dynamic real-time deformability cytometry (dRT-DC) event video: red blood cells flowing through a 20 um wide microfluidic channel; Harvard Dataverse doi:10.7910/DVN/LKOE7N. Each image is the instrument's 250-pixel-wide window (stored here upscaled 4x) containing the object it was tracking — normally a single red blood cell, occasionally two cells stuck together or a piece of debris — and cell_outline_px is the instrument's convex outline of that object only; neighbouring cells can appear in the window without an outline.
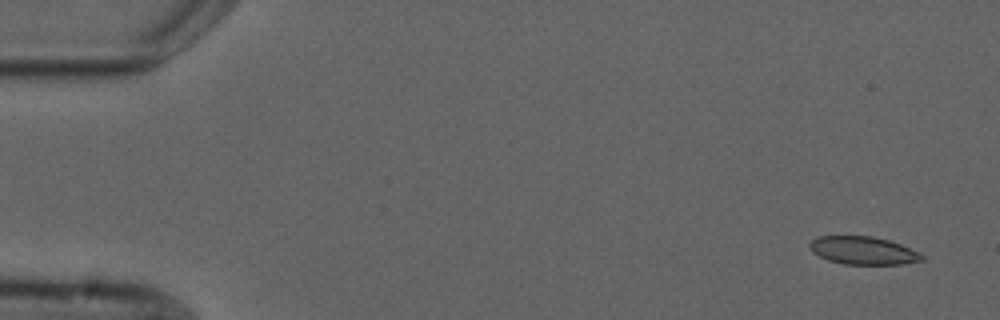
{"species": "common noctule bat (a hibernating species)", "species_latin": "Nyctalus noctula", "temperature_condition": "cold", "stored_images_in_passage": 4, "camera_frame_rate_fps": 3000, "um_per_image_px": 0.085, "animal": {"sex": "male", "forearm_length_mm": 52.5}, "frame": {"image": 1, "passage_image": 1, "time_ms": 0.0, "image_size_px": [1000, 320], "cell_outline_px": [[924, 260], [900, 264], [844, 264], [828, 260], [812, 252], [808, 244], [816, 236], [872, 236], [888, 240], [900, 244], [920, 252], [924, 256]], "centroid_in_image_um": [73.36, 21.29], "position_along_channel_um": 11.6, "area_um2": 18.26}}
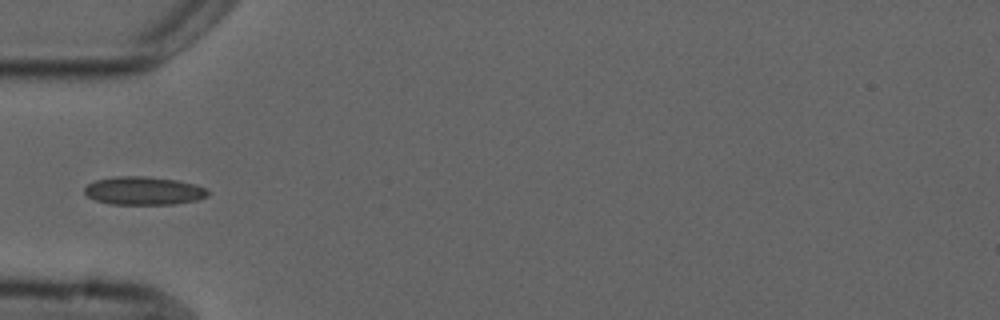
{"frame": {"image": 2, "passage_image": 4, "time_ms": 5.0, "image_size_px": [1000, 320], "cell_outline_px": [[208, 196], [196, 200], [176, 204], [112, 204], [96, 200], [88, 196], [84, 192], [84, 188], [88, 184], [96, 180], [116, 176], [144, 176], [176, 180], [192, 184], [204, 188], [208, 192]], "centroid_in_image_um": [12.19, 16.22], "position_along_channel_um": 72.8, "area_um2": 20.06}}